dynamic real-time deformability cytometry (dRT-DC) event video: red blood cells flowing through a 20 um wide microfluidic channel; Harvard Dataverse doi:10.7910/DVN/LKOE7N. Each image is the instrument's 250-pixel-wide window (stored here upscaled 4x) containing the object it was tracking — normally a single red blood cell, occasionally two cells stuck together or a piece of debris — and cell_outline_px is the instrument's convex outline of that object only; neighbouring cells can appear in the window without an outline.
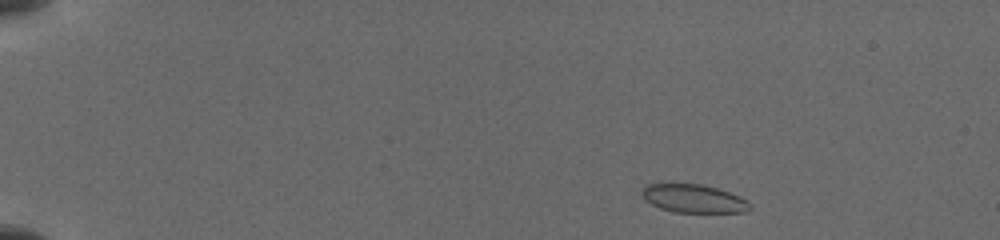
{"species": "common noctule bat (a hibernating species)", "species_latin": "Nyctalus noctula", "temperature_condition": "cold", "stored_images_in_passage": 9, "camera_frame_rate_fps": 3000, "um_per_image_px": 0.085, "animal": {"sex": "female", "body_mass_g": 19.5, "forearm_length_mm": 54.1}, "frame": {"image": 1, "passage_image": 1, "time_ms": 0.0, "image_size_px": [1000, 240], "cell_outline_px": [[752, 208], [744, 212], [676, 212], [660, 208], [644, 200], [640, 192], [644, 184], [672, 180], [700, 184], [716, 188], [728, 192], [744, 200]], "centroid_in_image_um": [58.79, 16.81], "position_along_channel_um": 26.2, "area_um2": 18.32}}
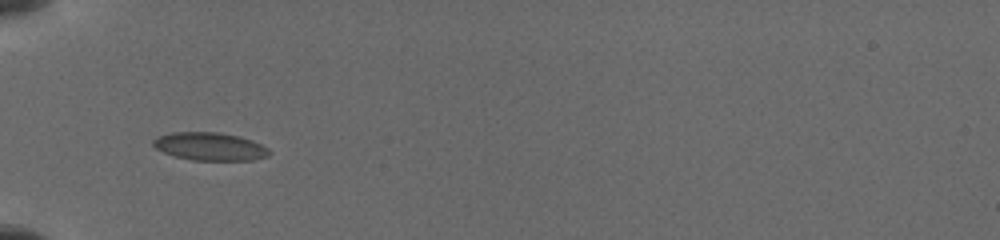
{"frame": {"image": 2, "passage_image": 6, "time_ms": 3.667, "image_size_px": [1000, 240], "cell_outline_px": [[272, 152], [268, 156], [252, 160], [192, 160], [176, 156], [164, 152], [156, 148], [152, 144], [152, 140], [160, 136], [172, 132], [220, 132], [240, 136], [252, 140], [268, 148]], "centroid_in_image_um": [17.87, 12.44], "position_along_channel_um": 67.1, "area_um2": 18.9}}
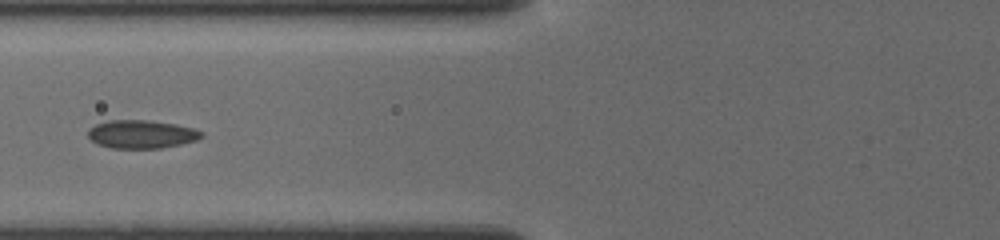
{"frame": {"image": 3, "passage_image": 8, "time_ms": 5.0, "image_size_px": [1000, 240], "cell_outline_px": [[204, 136], [196, 140], [180, 144], [160, 148], [112, 148], [96, 144], [88, 136], [88, 128], [96, 124], [108, 120], [148, 120], [176, 124], [192, 128], [204, 132]], "centroid_in_image_um": [12.01, 11.4], "position_along_channel_um": 113.8, "area_um2": 18.73}}